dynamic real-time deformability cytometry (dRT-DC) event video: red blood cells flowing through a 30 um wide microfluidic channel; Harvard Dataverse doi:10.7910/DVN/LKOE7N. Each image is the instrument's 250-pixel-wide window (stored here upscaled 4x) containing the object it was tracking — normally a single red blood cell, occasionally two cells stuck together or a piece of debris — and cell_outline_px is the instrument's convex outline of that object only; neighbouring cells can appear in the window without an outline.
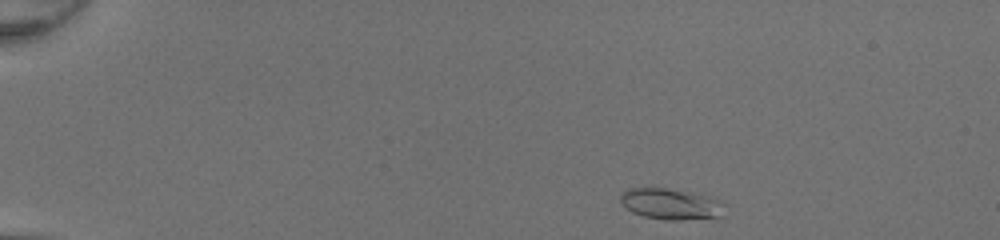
{"species": "common noctule bat (a hibernating species)", "species_latin": "Nyctalus noctula", "temperature_condition": "room temperature", "stored_images_in_passage": 42, "camera_frame_rate_fps": 3000, "um_per_image_px": 0.085, "animal": {"sex": "female", "body_mass_g": 20.0, "forearm_length_mm": 54.0}, "frame": {"image": 1, "passage_image": 1, "time_ms": 0.0, "image_size_px": [1000, 240], "cell_outline_px": [[724, 216], [680, 220], [664, 220], [644, 216], [632, 212], [624, 208], [620, 204], [620, 196], [628, 188], [668, 188], [692, 192], [708, 196], [720, 200], [724, 204]], "centroid_in_image_um": [57.02, 17.34], "position_along_channel_um": 28.0, "area_um2": 19.07}}
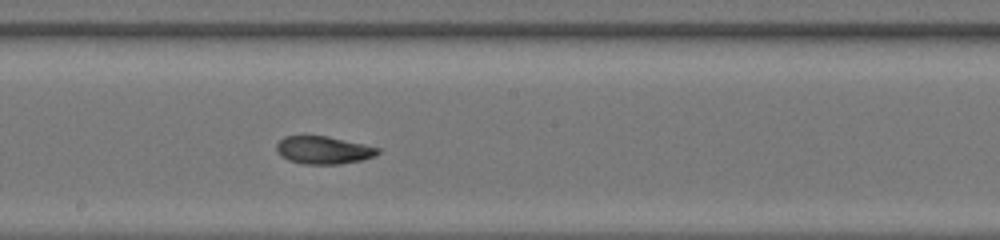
{"frame": {"image": 2, "passage_image": 22, "time_ms": 7.0, "image_size_px": [1000, 240], "cell_outline_px": [[380, 152], [372, 156], [360, 160], [340, 164], [304, 164], [288, 160], [280, 156], [276, 152], [276, 144], [284, 136], [328, 136], [364, 144], [380, 148]], "centroid_in_image_um": [27.45, 12.76], "position_along_channel_um": 220.7, "area_um2": 16.36}}
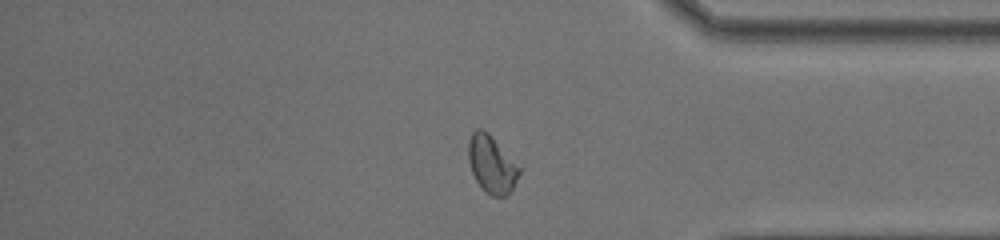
{"frame": {"image": 3, "passage_image": 35, "time_ms": 11.333, "image_size_px": [1000, 240], "cell_outline_px": [[520, 172], [512, 188], [504, 196], [492, 196], [484, 192], [476, 180], [472, 172], [468, 160], [468, 140], [472, 132], [476, 128], [480, 128], [488, 132], [520, 168]], "centroid_in_image_um": [41.75, 13.95], "position_along_channel_um": 393.5, "area_um2": 16.76}, "authors_computed_cell_mechanics": {"area_um2": 17.1088, "velocity_mm_per_s": 4.2378, "shape_relaxation_time_tau1_ms": 4.1438, "shape_relaxation_time_tau2_ms": 1.9064, "deformation_change_tau1": 0.1643, "deformation_change_tau2": 0.0676}}